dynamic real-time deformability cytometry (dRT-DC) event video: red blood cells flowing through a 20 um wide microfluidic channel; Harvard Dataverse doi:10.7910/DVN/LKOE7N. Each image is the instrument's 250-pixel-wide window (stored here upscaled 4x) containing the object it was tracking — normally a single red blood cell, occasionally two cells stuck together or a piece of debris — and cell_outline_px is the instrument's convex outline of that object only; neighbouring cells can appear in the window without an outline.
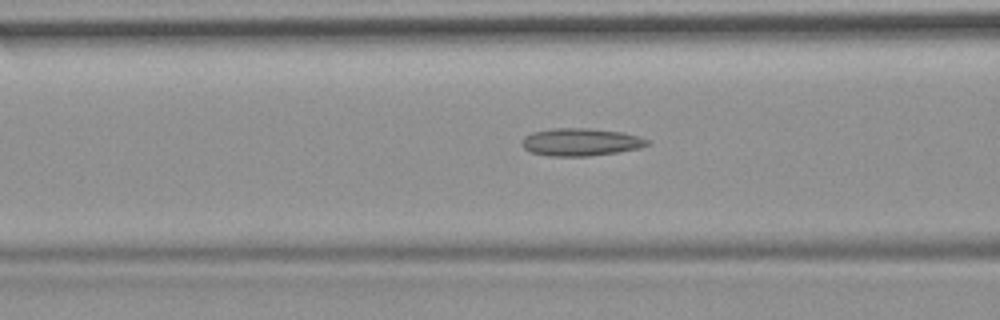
{"species": "common noctule bat (a hibernating species)", "species_latin": "Nyctalus noctula", "temperature_condition": "room temperature", "stored_images_in_passage": 47, "camera_frame_rate_fps": 3000, "um_per_image_px": 0.085, "animal": {"sex": "female", "body_mass_g": 19.9}, "frame": {"image": 1, "passage_image": 21, "time_ms": 6.667, "image_size_px": [1000, 320], "cell_outline_px": [[652, 144], [640, 148], [616, 152], [588, 156], [548, 156], [532, 152], [524, 148], [524, 136], [532, 132], [552, 128], [588, 128], [620, 132], [652, 140]], "centroid_in_image_um": [49.4, 12.07], "position_along_channel_um": 117.2, "area_um2": 20.06}}
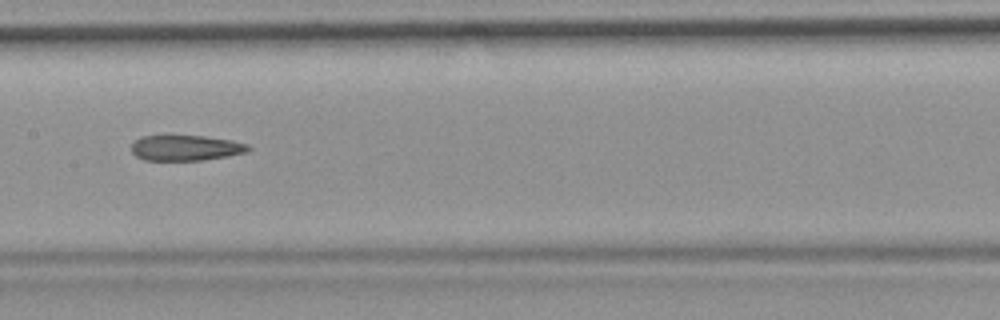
{"frame": {"image": 2, "passage_image": 27, "time_ms": 8.667, "image_size_px": [1000, 320], "cell_outline_px": [[252, 148], [248, 152], [228, 156], [200, 160], [144, 160], [136, 156], [132, 152], [132, 144], [140, 136], [204, 136], [232, 140], [248, 144]], "centroid_in_image_um": [15.82, 12.57], "position_along_channel_um": 191.6, "area_um2": 17.34}}
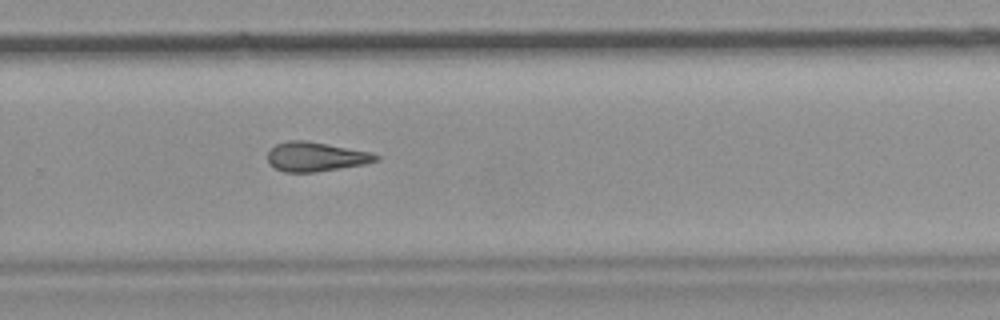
{"frame": {"image": 3, "passage_image": 36, "time_ms": 11.667, "image_size_px": [1000, 320], "cell_outline_px": [[380, 160], [364, 164], [316, 172], [284, 172], [268, 164], [268, 152], [276, 144], [288, 140], [304, 140], [328, 144], [368, 152], [380, 156]], "centroid_in_image_um": [26.81, 13.32], "position_along_channel_um": 303.0, "area_um2": 18.38}, "authors_computed_cell_mechanics": {"area_um2": 18.7272, "velocity_mm_per_s": 3.7299, "shape_relaxation_time_tau1_ms": null, "shape_relaxation_time_tau2_ms": 4.6746, "deformation_change_tau1": null, "deformation_change_tau2": 0.1514}}